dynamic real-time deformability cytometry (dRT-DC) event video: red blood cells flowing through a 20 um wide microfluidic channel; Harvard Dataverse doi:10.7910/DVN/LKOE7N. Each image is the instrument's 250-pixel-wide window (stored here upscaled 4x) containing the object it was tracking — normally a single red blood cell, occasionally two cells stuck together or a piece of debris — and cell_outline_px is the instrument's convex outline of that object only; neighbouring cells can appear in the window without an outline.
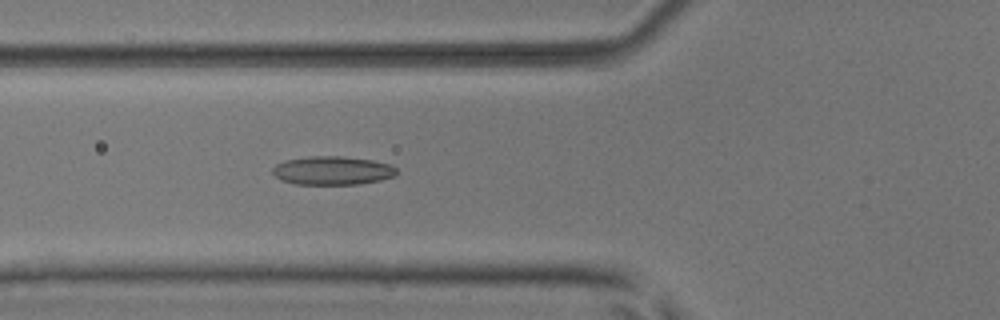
{"species": "common noctule bat (a hibernating species)", "species_latin": "Nyctalus noctula", "temperature_condition": "room temperature", "stored_images_in_passage": 6, "camera_frame_rate_fps": 3000, "um_per_image_px": 0.085, "animal": {"sex": "male", "body_mass_g": 17.9, "forearm_length_mm": 54.2}, "frame": {"image": 1, "passage_image": 6, "time_ms": 1.667, "image_size_px": [1000, 320], "cell_outline_px": [[396, 176], [380, 180], [356, 184], [296, 184], [280, 180], [272, 172], [272, 168], [276, 164], [284, 160], [308, 156], [344, 156], [372, 160], [388, 164], [396, 168]], "centroid_in_image_um": [28.23, 14.49], "position_along_channel_um": 97.6, "area_um2": 20.69}}